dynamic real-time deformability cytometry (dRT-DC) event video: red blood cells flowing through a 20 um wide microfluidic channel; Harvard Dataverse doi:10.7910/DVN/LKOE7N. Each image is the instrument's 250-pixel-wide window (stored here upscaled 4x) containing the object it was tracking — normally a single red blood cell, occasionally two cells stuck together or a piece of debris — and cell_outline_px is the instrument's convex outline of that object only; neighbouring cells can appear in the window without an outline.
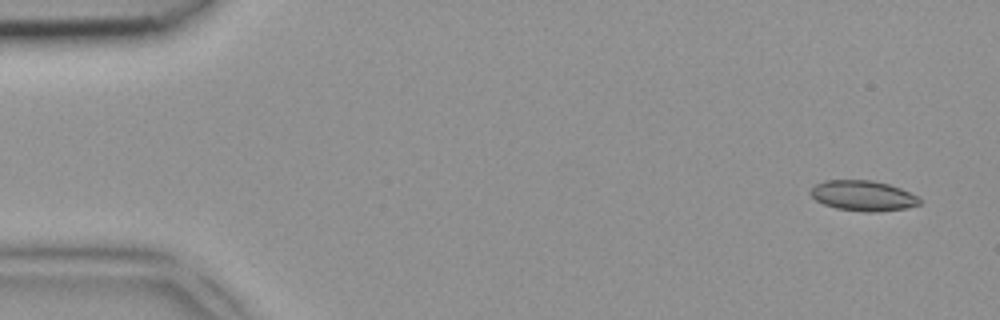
{"species": "common noctule bat (a hibernating species)", "species_latin": "Nyctalus noctula", "temperature_condition": "room temperature", "stored_images_in_passage": 5, "camera_frame_rate_fps": 3000, "um_per_image_px": 0.085, "animal": {"sex": "female", "body_mass_g": 18.4}, "frame": {"image": 1, "passage_image": 1, "time_ms": 0.0, "image_size_px": [1000, 320], "cell_outline_px": [[920, 204], [904, 208], [876, 212], [864, 212], [836, 208], [824, 204], [816, 200], [808, 192], [816, 184], [824, 180], [872, 180], [888, 184], [900, 188], [916, 196], [920, 200]], "centroid_in_image_um": [73.32, 16.63], "position_along_channel_um": 11.7, "area_um2": 19.13}}